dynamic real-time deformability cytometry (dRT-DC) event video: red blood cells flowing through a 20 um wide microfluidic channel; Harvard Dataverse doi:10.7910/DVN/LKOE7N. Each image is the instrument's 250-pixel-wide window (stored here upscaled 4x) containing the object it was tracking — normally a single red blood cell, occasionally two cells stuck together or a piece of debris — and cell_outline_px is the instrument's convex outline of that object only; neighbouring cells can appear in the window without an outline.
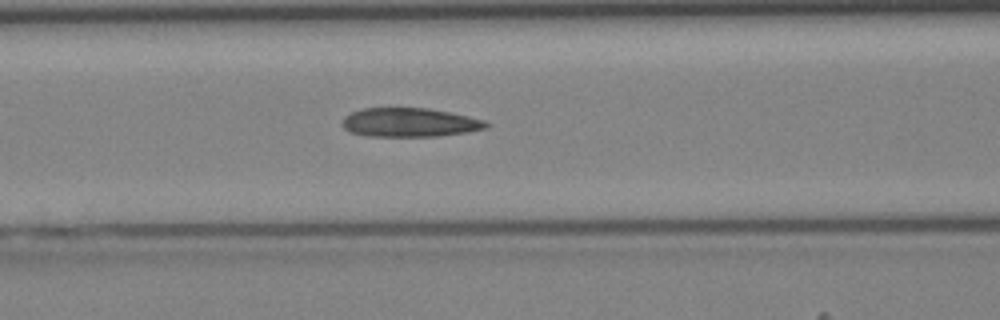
{"species": "Egyptian fruit bat (a non-hibernating species)", "species_latin": "Rousettus aegyptiacus", "temperature_condition": "cold", "stored_images_in_passage": 39, "camera_frame_rate_fps": 3000, "um_per_image_px": 0.085, "animal": {"sex": "female"}, "frame": {"image": 1, "passage_image": 18, "time_ms": 5.667, "image_size_px": [1000, 320], "cell_outline_px": [[492, 124], [488, 128], [468, 132], [440, 136], [368, 136], [352, 132], [344, 128], [344, 116], [352, 112], [364, 108], [428, 108], [468, 116], [484, 120]], "centroid_in_image_um": [34.88, 10.41], "position_along_channel_um": 131.7, "area_um2": 24.16}}
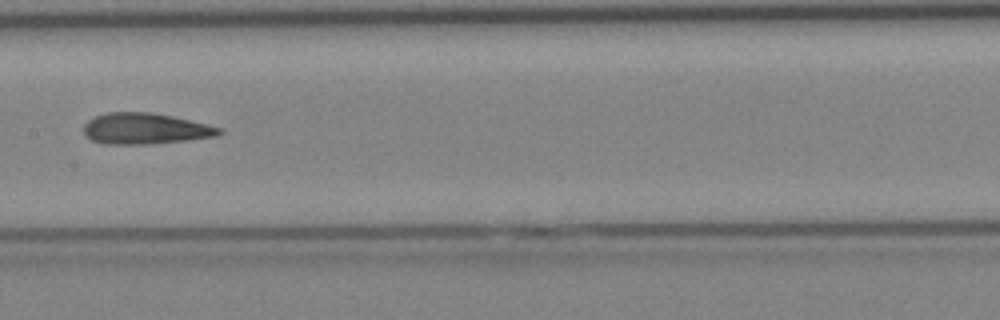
{"frame": {"image": 2, "passage_image": 22, "time_ms": 7.0, "image_size_px": [1000, 320], "cell_outline_px": [[224, 132], [216, 136], [188, 140], [144, 144], [104, 144], [92, 140], [84, 136], [84, 124], [88, 120], [96, 116], [108, 112], [152, 112], [172, 116], [208, 124], [224, 128]], "centroid_in_image_um": [12.36, 10.93], "position_along_channel_um": 195.0, "area_um2": 24.62}}
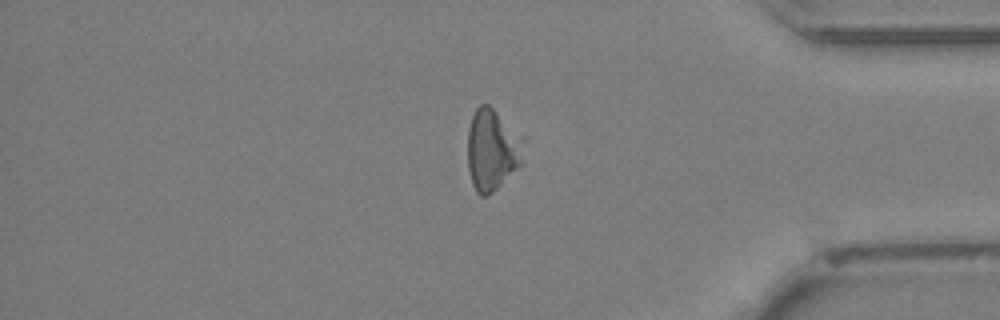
{"frame": {"image": 3, "passage_image": 36, "time_ms": 11.667, "image_size_px": [1000, 320], "cell_outline_px": [[524, 140], [520, 164], [492, 192], [484, 196], [480, 196], [476, 192], [472, 184], [468, 168], [468, 128], [472, 116], [476, 108], [480, 104], [488, 104], [524, 136]], "centroid_in_image_um": [41.81, 12.69], "position_along_channel_um": 393.4, "area_um2": 26.36}}